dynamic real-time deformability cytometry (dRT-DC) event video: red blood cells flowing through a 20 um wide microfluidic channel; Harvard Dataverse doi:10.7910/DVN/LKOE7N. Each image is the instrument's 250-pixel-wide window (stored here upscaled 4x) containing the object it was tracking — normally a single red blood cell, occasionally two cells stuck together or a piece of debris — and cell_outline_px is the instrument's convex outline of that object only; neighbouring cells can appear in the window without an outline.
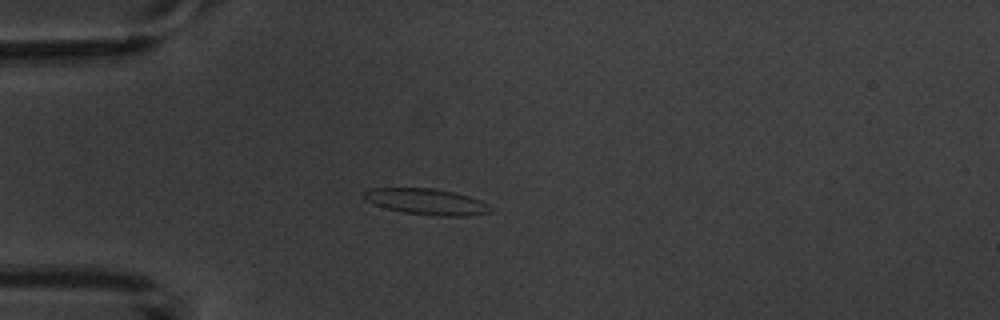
{"species": "common noctule bat (a hibernating species)", "species_latin": "Nyctalus noctula", "temperature_condition": "warm", "stored_images_in_passage": 4, "camera_frame_rate_fps": 3000, "um_per_image_px": 0.085, "animal": {"sex": "male", "body_mass_g": 20.1, "forearm_length_mm": 53.5}, "frame": {"image": 1, "passage_image": 3, "time_ms": 2.667, "image_size_px": [1000, 320], "cell_outline_px": [[496, 208], [492, 212], [468, 216], [440, 216], [404, 212], [388, 208], [364, 200], [364, 192], [372, 188], [432, 188], [456, 192], [480, 200]], "centroid_in_image_um": [36.35, 17.14], "position_along_channel_um": 48.7, "area_um2": 19.19}}